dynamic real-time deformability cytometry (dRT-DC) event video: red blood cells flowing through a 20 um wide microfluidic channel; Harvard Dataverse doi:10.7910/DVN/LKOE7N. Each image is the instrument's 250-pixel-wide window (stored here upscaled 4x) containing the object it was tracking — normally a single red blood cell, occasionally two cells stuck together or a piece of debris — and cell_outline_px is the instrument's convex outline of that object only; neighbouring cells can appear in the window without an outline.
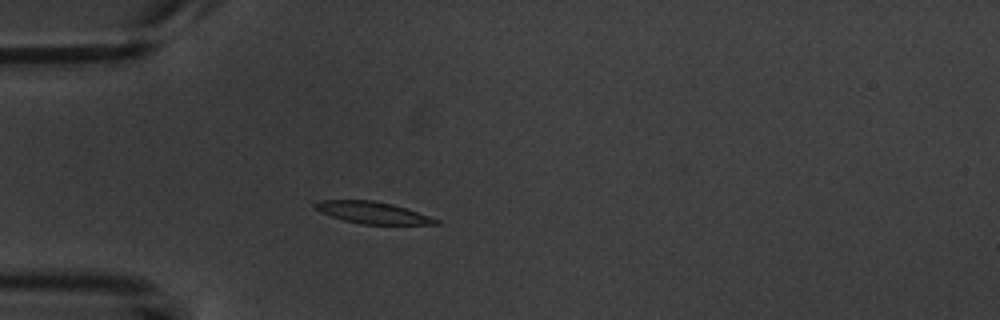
{"species": "common noctule bat (a hibernating species)", "species_latin": "Nyctalus noctula", "temperature_condition": "warm", "stored_images_in_passage": 3, "camera_frame_rate_fps": 3000, "um_per_image_px": 0.085, "animal": {"sex": "male", "body_mass_g": 20.1, "forearm_length_mm": 53.5}, "frame": {"image": 1, "passage_image": 3, "time_ms": 2.333, "image_size_px": [1000, 320], "cell_outline_px": [[440, 224], [360, 224], [344, 220], [320, 212], [312, 204], [320, 200], [376, 200], [392, 204], [440, 220]], "centroid_in_image_um": [31.63, 18.07], "position_along_channel_um": 53.4, "area_um2": 15.14}}